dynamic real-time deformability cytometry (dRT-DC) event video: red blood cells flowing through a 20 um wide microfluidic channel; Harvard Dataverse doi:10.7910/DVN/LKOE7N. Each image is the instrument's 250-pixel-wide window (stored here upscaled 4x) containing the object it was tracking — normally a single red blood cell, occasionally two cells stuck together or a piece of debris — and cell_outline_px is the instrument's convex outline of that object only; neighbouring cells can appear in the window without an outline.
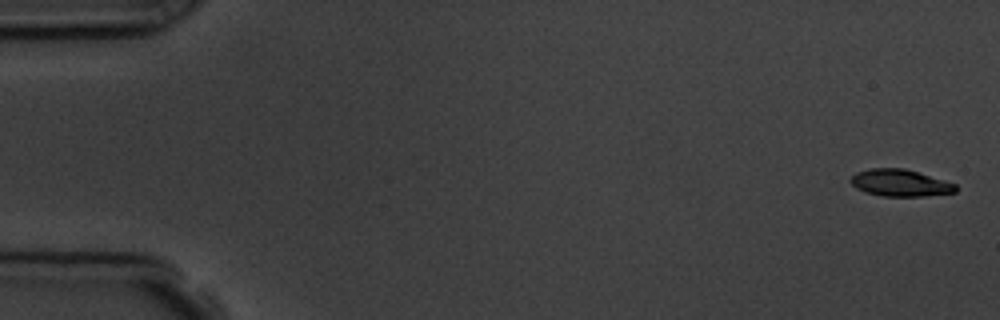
{"species": "common noctule bat (a hibernating species)", "species_latin": "Nyctalus noctula", "temperature_condition": "room temperature", "stored_images_in_passage": 5, "camera_frame_rate_fps": 3000, "um_per_image_px": 0.085, "animal": {"sex": "male", "body_mass_g": 19.5, "forearm_length_mm": 54.6}, "frame": {"image": 1, "passage_image": 1, "time_ms": 0.0, "image_size_px": [1000, 320], "cell_outline_px": [[956, 192], [924, 196], [884, 196], [864, 192], [856, 188], [848, 180], [856, 172], [868, 168], [904, 168], [944, 180], [956, 184]], "centroid_in_image_um": [76.47, 15.54], "position_along_channel_um": 8.5, "area_um2": 16.47}}
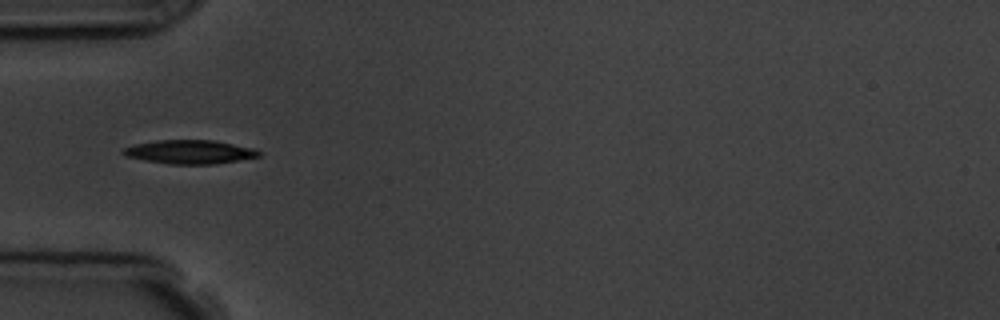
{"frame": {"image": 2, "passage_image": 5, "time_ms": 5.333, "image_size_px": [1000, 320], "cell_outline_px": [[264, 152], [260, 156], [212, 164], [168, 164], [144, 160], [124, 156], [120, 152], [124, 148], [136, 144], [156, 140], [212, 140], [256, 148]], "centroid_in_image_um": [16.13, 12.91], "position_along_channel_um": 68.9, "area_um2": 18.84}}